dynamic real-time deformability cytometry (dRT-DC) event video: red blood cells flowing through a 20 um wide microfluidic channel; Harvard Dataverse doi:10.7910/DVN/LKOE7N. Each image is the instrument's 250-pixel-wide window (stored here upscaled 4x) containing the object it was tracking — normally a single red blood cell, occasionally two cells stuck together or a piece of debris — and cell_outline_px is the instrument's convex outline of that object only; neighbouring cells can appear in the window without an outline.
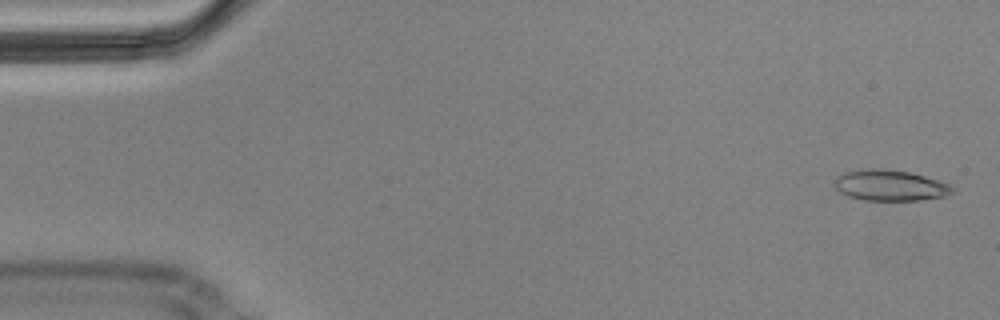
{"species": "Egyptian fruit bat (a non-hibernating species)", "species_latin": "Rousettus aegyptiacus", "temperature_condition": "cold", "stored_images_in_passage": 5, "camera_frame_rate_fps": 3000, "um_per_image_px": 0.085, "animal": {"sex": "male"}, "frame": {"image": 1, "passage_image": 1, "time_ms": 0.0, "image_size_px": [1000, 320], "cell_outline_px": [[956, 192], [948, 196], [920, 200], [860, 200], [848, 196], [840, 192], [836, 188], [836, 176], [844, 172], [872, 168], [880, 168], [908, 172], [924, 176], [948, 184], [956, 188]], "centroid_in_image_um": [75.69, 15.77], "position_along_channel_um": 9.3, "area_um2": 21.21}}